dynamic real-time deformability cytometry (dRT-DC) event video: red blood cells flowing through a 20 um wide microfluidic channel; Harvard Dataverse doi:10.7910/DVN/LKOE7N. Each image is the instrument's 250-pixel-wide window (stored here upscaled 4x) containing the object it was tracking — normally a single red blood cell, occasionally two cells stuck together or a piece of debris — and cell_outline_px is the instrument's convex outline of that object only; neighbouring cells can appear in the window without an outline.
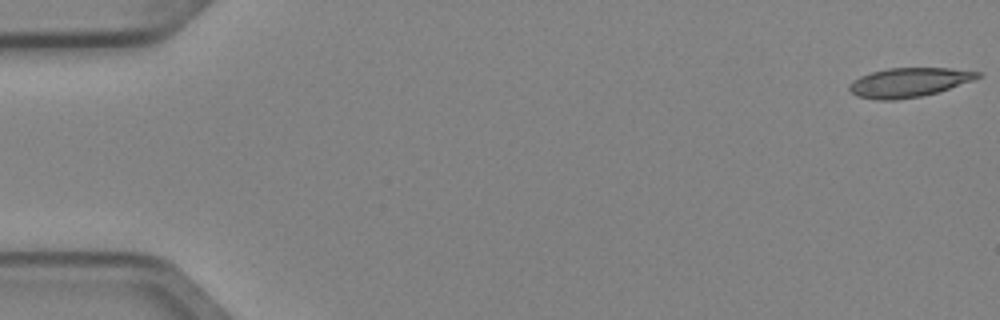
{"species": "Egyptian fruit bat (a non-hibernating species)", "species_latin": "Rousettus aegyptiacus", "temperature_condition": "cold", "stored_images_in_passage": 4, "camera_frame_rate_fps": 3000, "um_per_image_px": 0.085, "animal": {"sex": "female"}, "frame": {"image": 1, "passage_image": 1, "time_ms": 0.0, "image_size_px": [1000, 320], "cell_outline_px": [[980, 76], [972, 80], [936, 92], [920, 96], [896, 100], [876, 100], [856, 96], [848, 88], [848, 84], [852, 80], [860, 76], [872, 72], [888, 68], [948, 68], [980, 72]], "centroid_in_image_um": [77.17, 7.0], "position_along_channel_um": 7.8, "area_um2": 21.62}}
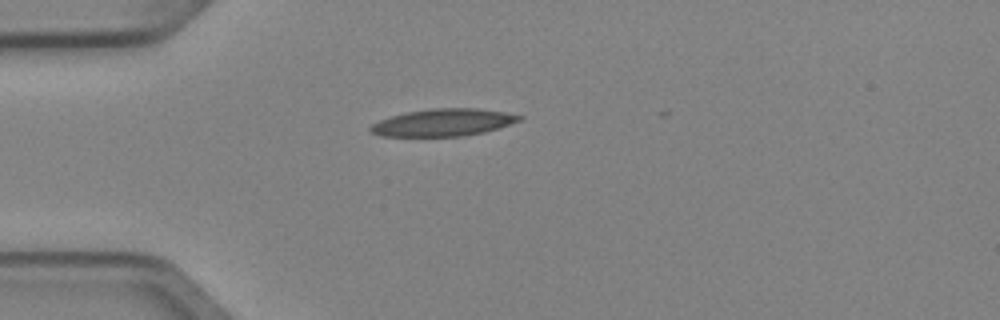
{"frame": {"image": 2, "passage_image": 4, "time_ms": 1.0, "image_size_px": [1000, 320], "cell_outline_px": [[524, 116], [520, 120], [484, 132], [460, 136], [380, 136], [372, 132], [368, 128], [372, 124], [380, 120], [404, 112], [432, 108], [476, 108], [504, 112]], "centroid_in_image_um": [37.63, 10.4], "position_along_channel_um": 47.4, "area_um2": 23.41}}